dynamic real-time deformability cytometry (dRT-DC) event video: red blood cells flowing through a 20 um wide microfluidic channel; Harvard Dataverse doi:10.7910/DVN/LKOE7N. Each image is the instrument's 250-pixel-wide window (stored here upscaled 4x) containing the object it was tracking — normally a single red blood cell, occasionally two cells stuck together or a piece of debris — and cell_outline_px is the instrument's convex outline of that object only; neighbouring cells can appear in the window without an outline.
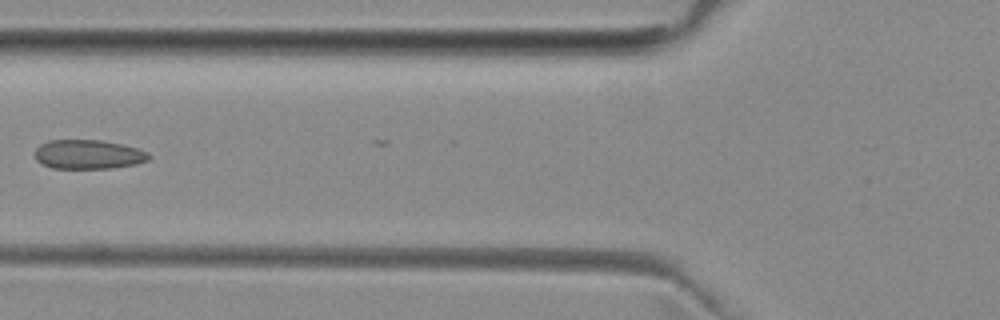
{"species": "common noctule bat (a hibernating species)", "species_latin": "Nyctalus noctula", "temperature_condition": "room temperature", "stored_images_in_passage": 2, "camera_frame_rate_fps": 3000, "um_per_image_px": 0.085, "animal": {"sex": "female", "body_mass_g": 29.2, "forearm_length_mm": 56.3}, "frame": {"image": 1, "passage_image": 2, "time_ms": 1.333, "image_size_px": [1000, 320], "cell_outline_px": [[152, 156], [148, 160], [136, 164], [112, 168], [52, 168], [36, 160], [36, 148], [40, 144], [48, 140], [104, 140], [136, 148], [148, 152]], "centroid_in_image_um": [7.52, 13.12], "position_along_channel_um": 118.3, "area_um2": 19.36}}